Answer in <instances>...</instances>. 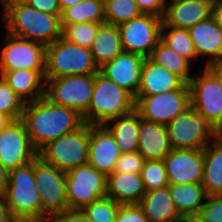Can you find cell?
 I'll use <instances>...</instances> for the list:
<instances>
[{
	"mask_svg": "<svg viewBox=\"0 0 222 222\" xmlns=\"http://www.w3.org/2000/svg\"><path fill=\"white\" fill-rule=\"evenodd\" d=\"M84 0H58L60 8H61V12L68 7H71L74 4L80 3Z\"/></svg>",
	"mask_w": 222,
	"mask_h": 222,
	"instance_id": "49",
	"label": "cell"
},
{
	"mask_svg": "<svg viewBox=\"0 0 222 222\" xmlns=\"http://www.w3.org/2000/svg\"><path fill=\"white\" fill-rule=\"evenodd\" d=\"M203 150L202 186L206 195H222V145L211 141Z\"/></svg>",
	"mask_w": 222,
	"mask_h": 222,
	"instance_id": "30",
	"label": "cell"
},
{
	"mask_svg": "<svg viewBox=\"0 0 222 222\" xmlns=\"http://www.w3.org/2000/svg\"><path fill=\"white\" fill-rule=\"evenodd\" d=\"M160 40L174 49L179 55L189 60L193 65L196 64L195 61H200L196 55L193 41L187 29L162 26Z\"/></svg>",
	"mask_w": 222,
	"mask_h": 222,
	"instance_id": "32",
	"label": "cell"
},
{
	"mask_svg": "<svg viewBox=\"0 0 222 222\" xmlns=\"http://www.w3.org/2000/svg\"><path fill=\"white\" fill-rule=\"evenodd\" d=\"M169 184H202L204 150L172 149L163 159Z\"/></svg>",
	"mask_w": 222,
	"mask_h": 222,
	"instance_id": "16",
	"label": "cell"
},
{
	"mask_svg": "<svg viewBox=\"0 0 222 222\" xmlns=\"http://www.w3.org/2000/svg\"><path fill=\"white\" fill-rule=\"evenodd\" d=\"M134 109L135 98L98 71L88 111L82 117L89 125H105Z\"/></svg>",
	"mask_w": 222,
	"mask_h": 222,
	"instance_id": "3",
	"label": "cell"
},
{
	"mask_svg": "<svg viewBox=\"0 0 222 222\" xmlns=\"http://www.w3.org/2000/svg\"><path fill=\"white\" fill-rule=\"evenodd\" d=\"M168 188L179 214L187 222H192L207 196L202 184H169Z\"/></svg>",
	"mask_w": 222,
	"mask_h": 222,
	"instance_id": "26",
	"label": "cell"
},
{
	"mask_svg": "<svg viewBox=\"0 0 222 222\" xmlns=\"http://www.w3.org/2000/svg\"><path fill=\"white\" fill-rule=\"evenodd\" d=\"M90 51L98 68L123 52L118 26L103 23L90 47Z\"/></svg>",
	"mask_w": 222,
	"mask_h": 222,
	"instance_id": "28",
	"label": "cell"
},
{
	"mask_svg": "<svg viewBox=\"0 0 222 222\" xmlns=\"http://www.w3.org/2000/svg\"><path fill=\"white\" fill-rule=\"evenodd\" d=\"M2 12L8 7V0H0Z\"/></svg>",
	"mask_w": 222,
	"mask_h": 222,
	"instance_id": "52",
	"label": "cell"
},
{
	"mask_svg": "<svg viewBox=\"0 0 222 222\" xmlns=\"http://www.w3.org/2000/svg\"><path fill=\"white\" fill-rule=\"evenodd\" d=\"M163 20L152 14L138 17L118 26L124 51L148 58L161 39Z\"/></svg>",
	"mask_w": 222,
	"mask_h": 222,
	"instance_id": "12",
	"label": "cell"
},
{
	"mask_svg": "<svg viewBox=\"0 0 222 222\" xmlns=\"http://www.w3.org/2000/svg\"><path fill=\"white\" fill-rule=\"evenodd\" d=\"M0 71L45 70L46 46L5 32Z\"/></svg>",
	"mask_w": 222,
	"mask_h": 222,
	"instance_id": "14",
	"label": "cell"
},
{
	"mask_svg": "<svg viewBox=\"0 0 222 222\" xmlns=\"http://www.w3.org/2000/svg\"><path fill=\"white\" fill-rule=\"evenodd\" d=\"M107 197L119 205L140 204L146 193L140 174L113 172L107 175Z\"/></svg>",
	"mask_w": 222,
	"mask_h": 222,
	"instance_id": "25",
	"label": "cell"
},
{
	"mask_svg": "<svg viewBox=\"0 0 222 222\" xmlns=\"http://www.w3.org/2000/svg\"><path fill=\"white\" fill-rule=\"evenodd\" d=\"M192 222H222V195H207Z\"/></svg>",
	"mask_w": 222,
	"mask_h": 222,
	"instance_id": "38",
	"label": "cell"
},
{
	"mask_svg": "<svg viewBox=\"0 0 222 222\" xmlns=\"http://www.w3.org/2000/svg\"><path fill=\"white\" fill-rule=\"evenodd\" d=\"M25 103L0 76V112L12 121L22 118Z\"/></svg>",
	"mask_w": 222,
	"mask_h": 222,
	"instance_id": "37",
	"label": "cell"
},
{
	"mask_svg": "<svg viewBox=\"0 0 222 222\" xmlns=\"http://www.w3.org/2000/svg\"><path fill=\"white\" fill-rule=\"evenodd\" d=\"M144 60L142 55L123 51L100 67L99 71L136 98Z\"/></svg>",
	"mask_w": 222,
	"mask_h": 222,
	"instance_id": "17",
	"label": "cell"
},
{
	"mask_svg": "<svg viewBox=\"0 0 222 222\" xmlns=\"http://www.w3.org/2000/svg\"><path fill=\"white\" fill-rule=\"evenodd\" d=\"M0 72V76L25 104L45 96V70L24 69Z\"/></svg>",
	"mask_w": 222,
	"mask_h": 222,
	"instance_id": "22",
	"label": "cell"
},
{
	"mask_svg": "<svg viewBox=\"0 0 222 222\" xmlns=\"http://www.w3.org/2000/svg\"><path fill=\"white\" fill-rule=\"evenodd\" d=\"M107 176L86 163L66 173L69 210H82L86 205L106 197Z\"/></svg>",
	"mask_w": 222,
	"mask_h": 222,
	"instance_id": "11",
	"label": "cell"
},
{
	"mask_svg": "<svg viewBox=\"0 0 222 222\" xmlns=\"http://www.w3.org/2000/svg\"><path fill=\"white\" fill-rule=\"evenodd\" d=\"M211 16L217 25L222 28V0H212Z\"/></svg>",
	"mask_w": 222,
	"mask_h": 222,
	"instance_id": "45",
	"label": "cell"
},
{
	"mask_svg": "<svg viewBox=\"0 0 222 222\" xmlns=\"http://www.w3.org/2000/svg\"><path fill=\"white\" fill-rule=\"evenodd\" d=\"M191 107L189 84L151 96H136L135 109L142 119L166 126Z\"/></svg>",
	"mask_w": 222,
	"mask_h": 222,
	"instance_id": "10",
	"label": "cell"
},
{
	"mask_svg": "<svg viewBox=\"0 0 222 222\" xmlns=\"http://www.w3.org/2000/svg\"><path fill=\"white\" fill-rule=\"evenodd\" d=\"M16 222H50V220H26V221H16Z\"/></svg>",
	"mask_w": 222,
	"mask_h": 222,
	"instance_id": "53",
	"label": "cell"
},
{
	"mask_svg": "<svg viewBox=\"0 0 222 222\" xmlns=\"http://www.w3.org/2000/svg\"><path fill=\"white\" fill-rule=\"evenodd\" d=\"M4 197L17 221L42 220V203L34 179V160L9 171Z\"/></svg>",
	"mask_w": 222,
	"mask_h": 222,
	"instance_id": "5",
	"label": "cell"
},
{
	"mask_svg": "<svg viewBox=\"0 0 222 222\" xmlns=\"http://www.w3.org/2000/svg\"><path fill=\"white\" fill-rule=\"evenodd\" d=\"M13 217L4 195H0V222H16Z\"/></svg>",
	"mask_w": 222,
	"mask_h": 222,
	"instance_id": "44",
	"label": "cell"
},
{
	"mask_svg": "<svg viewBox=\"0 0 222 222\" xmlns=\"http://www.w3.org/2000/svg\"><path fill=\"white\" fill-rule=\"evenodd\" d=\"M34 179L42 203V220H50L69 210L65 172L37 156L34 159Z\"/></svg>",
	"mask_w": 222,
	"mask_h": 222,
	"instance_id": "7",
	"label": "cell"
},
{
	"mask_svg": "<svg viewBox=\"0 0 222 222\" xmlns=\"http://www.w3.org/2000/svg\"><path fill=\"white\" fill-rule=\"evenodd\" d=\"M165 127L172 149H204L214 139V126L192 107Z\"/></svg>",
	"mask_w": 222,
	"mask_h": 222,
	"instance_id": "8",
	"label": "cell"
},
{
	"mask_svg": "<svg viewBox=\"0 0 222 222\" xmlns=\"http://www.w3.org/2000/svg\"><path fill=\"white\" fill-rule=\"evenodd\" d=\"M212 0H180L167 2L162 26L190 29L211 16Z\"/></svg>",
	"mask_w": 222,
	"mask_h": 222,
	"instance_id": "20",
	"label": "cell"
},
{
	"mask_svg": "<svg viewBox=\"0 0 222 222\" xmlns=\"http://www.w3.org/2000/svg\"><path fill=\"white\" fill-rule=\"evenodd\" d=\"M103 23H74L71 25H61L62 37L74 44L89 48Z\"/></svg>",
	"mask_w": 222,
	"mask_h": 222,
	"instance_id": "34",
	"label": "cell"
},
{
	"mask_svg": "<svg viewBox=\"0 0 222 222\" xmlns=\"http://www.w3.org/2000/svg\"><path fill=\"white\" fill-rule=\"evenodd\" d=\"M1 14L6 32L15 37L45 46L62 37L59 16L36 10L26 2L9 6Z\"/></svg>",
	"mask_w": 222,
	"mask_h": 222,
	"instance_id": "2",
	"label": "cell"
},
{
	"mask_svg": "<svg viewBox=\"0 0 222 222\" xmlns=\"http://www.w3.org/2000/svg\"><path fill=\"white\" fill-rule=\"evenodd\" d=\"M148 58L155 64L163 66L169 72H172L186 84H189L194 77L195 72L192 73L194 65L161 40L153 48Z\"/></svg>",
	"mask_w": 222,
	"mask_h": 222,
	"instance_id": "29",
	"label": "cell"
},
{
	"mask_svg": "<svg viewBox=\"0 0 222 222\" xmlns=\"http://www.w3.org/2000/svg\"><path fill=\"white\" fill-rule=\"evenodd\" d=\"M216 143L222 145V120L214 126V139Z\"/></svg>",
	"mask_w": 222,
	"mask_h": 222,
	"instance_id": "48",
	"label": "cell"
},
{
	"mask_svg": "<svg viewBox=\"0 0 222 222\" xmlns=\"http://www.w3.org/2000/svg\"><path fill=\"white\" fill-rule=\"evenodd\" d=\"M12 120L6 115L0 112V132L11 122Z\"/></svg>",
	"mask_w": 222,
	"mask_h": 222,
	"instance_id": "50",
	"label": "cell"
},
{
	"mask_svg": "<svg viewBox=\"0 0 222 222\" xmlns=\"http://www.w3.org/2000/svg\"><path fill=\"white\" fill-rule=\"evenodd\" d=\"M139 205L149 222H187L173 203L168 186L146 191Z\"/></svg>",
	"mask_w": 222,
	"mask_h": 222,
	"instance_id": "24",
	"label": "cell"
},
{
	"mask_svg": "<svg viewBox=\"0 0 222 222\" xmlns=\"http://www.w3.org/2000/svg\"><path fill=\"white\" fill-rule=\"evenodd\" d=\"M99 71L89 48L63 37L46 46L45 80L65 76L95 75Z\"/></svg>",
	"mask_w": 222,
	"mask_h": 222,
	"instance_id": "4",
	"label": "cell"
},
{
	"mask_svg": "<svg viewBox=\"0 0 222 222\" xmlns=\"http://www.w3.org/2000/svg\"><path fill=\"white\" fill-rule=\"evenodd\" d=\"M184 82L163 66L145 58L136 96H151L180 88Z\"/></svg>",
	"mask_w": 222,
	"mask_h": 222,
	"instance_id": "23",
	"label": "cell"
},
{
	"mask_svg": "<svg viewBox=\"0 0 222 222\" xmlns=\"http://www.w3.org/2000/svg\"><path fill=\"white\" fill-rule=\"evenodd\" d=\"M27 2V0H8V7L18 4V3H24Z\"/></svg>",
	"mask_w": 222,
	"mask_h": 222,
	"instance_id": "51",
	"label": "cell"
},
{
	"mask_svg": "<svg viewBox=\"0 0 222 222\" xmlns=\"http://www.w3.org/2000/svg\"><path fill=\"white\" fill-rule=\"evenodd\" d=\"M50 222H91L82 210H67L50 219Z\"/></svg>",
	"mask_w": 222,
	"mask_h": 222,
	"instance_id": "43",
	"label": "cell"
},
{
	"mask_svg": "<svg viewBox=\"0 0 222 222\" xmlns=\"http://www.w3.org/2000/svg\"><path fill=\"white\" fill-rule=\"evenodd\" d=\"M144 162V157L138 151L124 153L121 154L113 172L122 174H141Z\"/></svg>",
	"mask_w": 222,
	"mask_h": 222,
	"instance_id": "39",
	"label": "cell"
},
{
	"mask_svg": "<svg viewBox=\"0 0 222 222\" xmlns=\"http://www.w3.org/2000/svg\"><path fill=\"white\" fill-rule=\"evenodd\" d=\"M140 113L132 112L119 116L104 126L112 133L121 154L138 151V134L141 121Z\"/></svg>",
	"mask_w": 222,
	"mask_h": 222,
	"instance_id": "27",
	"label": "cell"
},
{
	"mask_svg": "<svg viewBox=\"0 0 222 222\" xmlns=\"http://www.w3.org/2000/svg\"><path fill=\"white\" fill-rule=\"evenodd\" d=\"M119 206L112 198L106 196L86 205L82 211L91 222H115Z\"/></svg>",
	"mask_w": 222,
	"mask_h": 222,
	"instance_id": "36",
	"label": "cell"
},
{
	"mask_svg": "<svg viewBox=\"0 0 222 222\" xmlns=\"http://www.w3.org/2000/svg\"><path fill=\"white\" fill-rule=\"evenodd\" d=\"M171 150L166 127L154 121L141 119L138 152L144 159L163 160Z\"/></svg>",
	"mask_w": 222,
	"mask_h": 222,
	"instance_id": "21",
	"label": "cell"
},
{
	"mask_svg": "<svg viewBox=\"0 0 222 222\" xmlns=\"http://www.w3.org/2000/svg\"><path fill=\"white\" fill-rule=\"evenodd\" d=\"M206 68L215 76L222 87V60L212 62L208 64Z\"/></svg>",
	"mask_w": 222,
	"mask_h": 222,
	"instance_id": "46",
	"label": "cell"
},
{
	"mask_svg": "<svg viewBox=\"0 0 222 222\" xmlns=\"http://www.w3.org/2000/svg\"><path fill=\"white\" fill-rule=\"evenodd\" d=\"M121 156L114 136L104 125H90L88 164L106 176L113 173Z\"/></svg>",
	"mask_w": 222,
	"mask_h": 222,
	"instance_id": "18",
	"label": "cell"
},
{
	"mask_svg": "<svg viewBox=\"0 0 222 222\" xmlns=\"http://www.w3.org/2000/svg\"><path fill=\"white\" fill-rule=\"evenodd\" d=\"M26 3L41 12L61 16V8L58 0H27Z\"/></svg>",
	"mask_w": 222,
	"mask_h": 222,
	"instance_id": "42",
	"label": "cell"
},
{
	"mask_svg": "<svg viewBox=\"0 0 222 222\" xmlns=\"http://www.w3.org/2000/svg\"><path fill=\"white\" fill-rule=\"evenodd\" d=\"M9 171L0 163V195H4L8 187Z\"/></svg>",
	"mask_w": 222,
	"mask_h": 222,
	"instance_id": "47",
	"label": "cell"
},
{
	"mask_svg": "<svg viewBox=\"0 0 222 222\" xmlns=\"http://www.w3.org/2000/svg\"><path fill=\"white\" fill-rule=\"evenodd\" d=\"M115 222H149L139 204L120 205Z\"/></svg>",
	"mask_w": 222,
	"mask_h": 222,
	"instance_id": "40",
	"label": "cell"
},
{
	"mask_svg": "<svg viewBox=\"0 0 222 222\" xmlns=\"http://www.w3.org/2000/svg\"><path fill=\"white\" fill-rule=\"evenodd\" d=\"M37 156L22 119L11 121L0 132V163L8 171L33 161Z\"/></svg>",
	"mask_w": 222,
	"mask_h": 222,
	"instance_id": "15",
	"label": "cell"
},
{
	"mask_svg": "<svg viewBox=\"0 0 222 222\" xmlns=\"http://www.w3.org/2000/svg\"><path fill=\"white\" fill-rule=\"evenodd\" d=\"M197 72L189 82L191 107L215 126L222 120V87L206 67Z\"/></svg>",
	"mask_w": 222,
	"mask_h": 222,
	"instance_id": "13",
	"label": "cell"
},
{
	"mask_svg": "<svg viewBox=\"0 0 222 222\" xmlns=\"http://www.w3.org/2000/svg\"><path fill=\"white\" fill-rule=\"evenodd\" d=\"M21 119L37 152L47 143L74 131L84 123L77 111L54 104L45 96L26 103Z\"/></svg>",
	"mask_w": 222,
	"mask_h": 222,
	"instance_id": "1",
	"label": "cell"
},
{
	"mask_svg": "<svg viewBox=\"0 0 222 222\" xmlns=\"http://www.w3.org/2000/svg\"><path fill=\"white\" fill-rule=\"evenodd\" d=\"M140 175L145 191L161 189L169 185L163 160H145Z\"/></svg>",
	"mask_w": 222,
	"mask_h": 222,
	"instance_id": "35",
	"label": "cell"
},
{
	"mask_svg": "<svg viewBox=\"0 0 222 222\" xmlns=\"http://www.w3.org/2000/svg\"><path fill=\"white\" fill-rule=\"evenodd\" d=\"M188 32L198 59L205 61L203 68L212 62L222 60V28L212 16L198 22L188 29Z\"/></svg>",
	"mask_w": 222,
	"mask_h": 222,
	"instance_id": "19",
	"label": "cell"
},
{
	"mask_svg": "<svg viewBox=\"0 0 222 222\" xmlns=\"http://www.w3.org/2000/svg\"><path fill=\"white\" fill-rule=\"evenodd\" d=\"M89 142L90 125L84 122L74 131L47 143L38 151V157L67 173L88 162Z\"/></svg>",
	"mask_w": 222,
	"mask_h": 222,
	"instance_id": "6",
	"label": "cell"
},
{
	"mask_svg": "<svg viewBox=\"0 0 222 222\" xmlns=\"http://www.w3.org/2000/svg\"><path fill=\"white\" fill-rule=\"evenodd\" d=\"M143 14L163 17L167 0H134Z\"/></svg>",
	"mask_w": 222,
	"mask_h": 222,
	"instance_id": "41",
	"label": "cell"
},
{
	"mask_svg": "<svg viewBox=\"0 0 222 222\" xmlns=\"http://www.w3.org/2000/svg\"><path fill=\"white\" fill-rule=\"evenodd\" d=\"M105 23L119 26L141 13L134 0H104Z\"/></svg>",
	"mask_w": 222,
	"mask_h": 222,
	"instance_id": "33",
	"label": "cell"
},
{
	"mask_svg": "<svg viewBox=\"0 0 222 222\" xmlns=\"http://www.w3.org/2000/svg\"><path fill=\"white\" fill-rule=\"evenodd\" d=\"M105 23L104 0H84L61 12L60 24Z\"/></svg>",
	"mask_w": 222,
	"mask_h": 222,
	"instance_id": "31",
	"label": "cell"
},
{
	"mask_svg": "<svg viewBox=\"0 0 222 222\" xmlns=\"http://www.w3.org/2000/svg\"><path fill=\"white\" fill-rule=\"evenodd\" d=\"M95 75L65 76L45 80V97L83 116L89 108Z\"/></svg>",
	"mask_w": 222,
	"mask_h": 222,
	"instance_id": "9",
	"label": "cell"
}]
</instances>
